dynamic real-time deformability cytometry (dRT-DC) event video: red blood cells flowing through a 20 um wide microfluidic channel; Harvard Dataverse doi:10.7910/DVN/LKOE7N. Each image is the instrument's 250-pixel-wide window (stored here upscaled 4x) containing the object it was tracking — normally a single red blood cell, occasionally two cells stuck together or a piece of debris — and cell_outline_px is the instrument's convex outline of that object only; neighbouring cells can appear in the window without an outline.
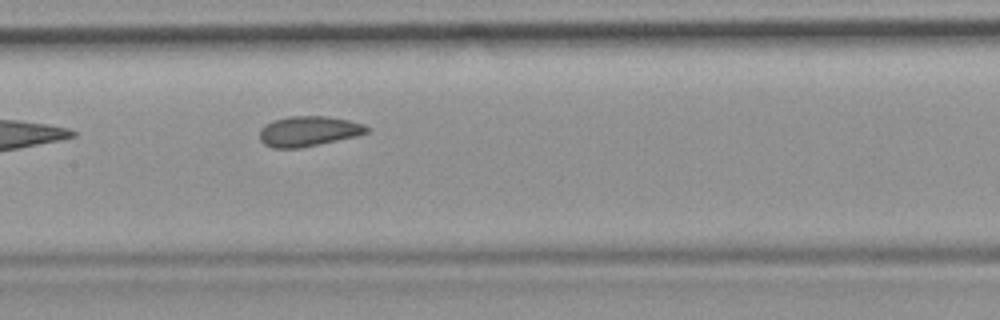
{"species": "common noctule bat (a hibernating species)", "species_latin": "Nyctalus noctula", "temperature_condition": "room temperature", "stored_images_in_passage": 5, "camera_frame_rate_fps": 3000, "um_per_image_px": 0.085, "animal": {"sex": "female", "body_mass_g": 19.9}, "frame": {"image": 1, "passage_image": 5, "time_ms": 5.667, "image_size_px": [1000, 320], "cell_outline_px": [[368, 132], [356, 136], [300, 148], [272, 148], [264, 144], [260, 140], [260, 128], [264, 124], [272, 120], [288, 116], [328, 116], [348, 120], [364, 124], [368, 128]], "centroid_in_image_um": [26.18, 11.15], "position_along_channel_um": 181.2, "area_um2": 18.9}}